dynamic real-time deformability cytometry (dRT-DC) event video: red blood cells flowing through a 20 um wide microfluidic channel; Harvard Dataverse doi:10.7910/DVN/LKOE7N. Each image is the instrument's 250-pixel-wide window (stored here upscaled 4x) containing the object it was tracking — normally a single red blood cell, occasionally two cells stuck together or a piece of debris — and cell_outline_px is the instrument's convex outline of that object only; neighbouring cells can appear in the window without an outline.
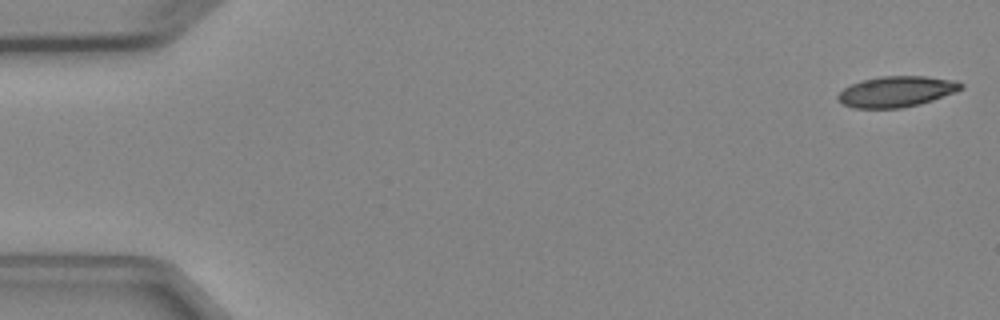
{"species": "Egyptian fruit bat (a non-hibernating species)", "species_latin": "Rousettus aegyptiacus", "temperature_condition": "cold", "stored_images_in_passage": 5, "camera_frame_rate_fps": 3000, "um_per_image_px": 0.085, "animal": {"sex": "female"}, "frame": {"image": 1, "passage_image": 1, "time_ms": 0.0, "image_size_px": [1000, 320], "cell_outline_px": [[964, 88], [956, 92], [920, 104], [900, 108], [852, 108], [844, 104], [836, 96], [844, 88], [852, 84], [864, 80], [880, 76], [924, 76], [956, 80], [964, 84]], "centroid_in_image_um": [76.24, 7.78], "position_along_channel_um": 8.8, "area_um2": 22.02}}
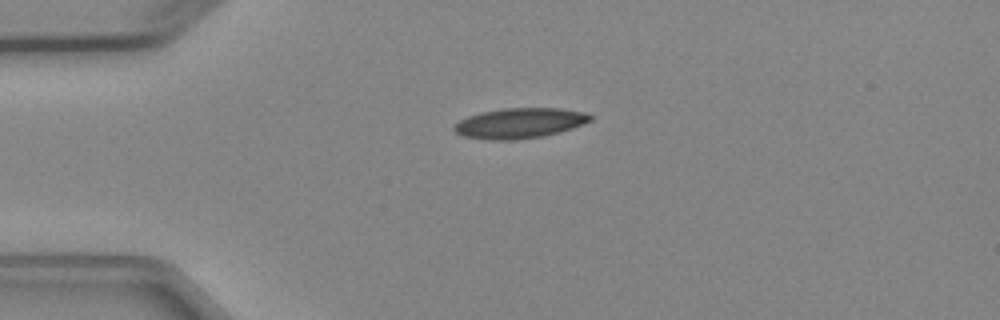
{"frame": {"image": 2, "passage_image": 4, "time_ms": 3.667, "image_size_px": [1000, 320], "cell_outline_px": [[592, 120], [572, 128], [560, 132], [544, 136], [516, 140], [488, 140], [464, 136], [456, 132], [452, 128], [460, 120], [468, 116], [484, 112], [504, 108], [560, 108], [584, 112], [592, 116]], "centroid_in_image_um": [44.18, 10.47], "position_along_channel_um": 40.8, "area_um2": 23.93}}